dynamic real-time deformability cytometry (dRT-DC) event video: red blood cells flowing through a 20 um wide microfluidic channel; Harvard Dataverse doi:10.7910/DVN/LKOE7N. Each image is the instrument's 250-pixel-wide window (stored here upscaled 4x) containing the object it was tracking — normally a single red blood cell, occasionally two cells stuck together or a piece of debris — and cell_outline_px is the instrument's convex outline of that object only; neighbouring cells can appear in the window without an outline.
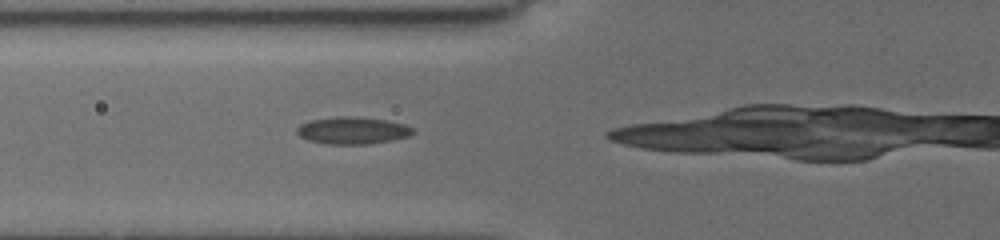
{"species": "common noctule bat (a hibernating species)", "species_latin": "Nyctalus noctula", "temperature_condition": "cold", "stored_images_in_passage": 2, "camera_frame_rate_fps": 3000, "um_per_image_px": 0.085, "animal": {"sex": "female", "body_mass_g": 19.5, "forearm_length_mm": 54.1}, "frame": {"image": 1, "passage_image": 2, "time_ms": 0.667, "image_size_px": [1000, 240], "cell_outline_px": [[416, 132], [408, 136], [392, 140], [368, 144], [324, 144], [308, 140], [300, 136], [296, 132], [296, 128], [300, 124], [308, 120], [336, 116], [356, 116], [384, 120], [404, 124], [412, 128]], "centroid_in_image_um": [29.92, 11.09], "position_along_channel_um": 95.9, "area_um2": 18.5}}